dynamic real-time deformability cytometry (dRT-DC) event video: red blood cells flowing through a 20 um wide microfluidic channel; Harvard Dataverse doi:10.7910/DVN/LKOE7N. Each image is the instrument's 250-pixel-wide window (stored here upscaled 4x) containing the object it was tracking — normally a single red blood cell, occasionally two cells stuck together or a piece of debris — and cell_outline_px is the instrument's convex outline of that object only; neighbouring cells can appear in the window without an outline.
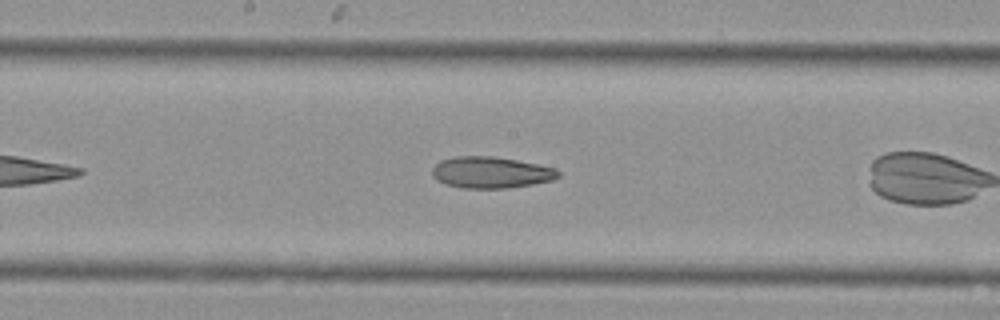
{"species": "Egyptian fruit bat (a non-hibernating species)", "species_latin": "Rousettus aegyptiacus", "temperature_condition": "cold", "stored_images_in_passage": 21, "camera_frame_rate_fps": 3000, "um_per_image_px": 0.085, "animal": {"sex": "female"}, "frame": {"image": 1, "passage_image": 10, "time_ms": 3.0, "image_size_px": [1000, 320], "cell_outline_px": [[560, 176], [552, 180], [532, 184], [508, 188], [460, 188], [444, 184], [436, 180], [432, 176], [432, 168], [440, 160], [456, 156], [492, 156], [516, 160], [556, 168], [560, 172]], "centroid_in_image_um": [41.7, 14.66], "position_along_channel_um": 206.5, "area_um2": 23.18}}